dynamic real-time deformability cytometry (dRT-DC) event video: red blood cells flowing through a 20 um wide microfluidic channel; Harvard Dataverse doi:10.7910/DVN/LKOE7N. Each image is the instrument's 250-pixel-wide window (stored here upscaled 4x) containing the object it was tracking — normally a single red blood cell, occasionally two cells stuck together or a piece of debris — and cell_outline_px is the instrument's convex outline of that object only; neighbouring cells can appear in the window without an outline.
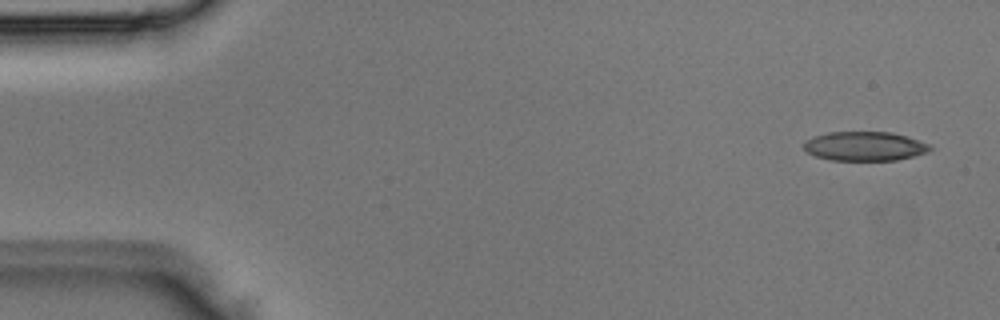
{"species": "Egyptian fruit bat (a non-hibernating species)", "species_latin": "Rousettus aegyptiacus", "temperature_condition": "room temperature", "stored_images_in_passage": 4, "camera_frame_rate_fps": 3000, "um_per_image_px": 0.085, "animal": {"sex": "male"}, "frame": {"image": 1, "passage_image": 1, "time_ms": 0.0, "image_size_px": [1000, 320], "cell_outline_px": [[932, 148], [928, 152], [896, 160], [828, 160], [816, 156], [808, 152], [804, 148], [804, 144], [812, 136], [828, 132], [892, 132], [928, 144]], "centroid_in_image_um": [73.47, 12.43], "position_along_channel_um": 11.5, "area_um2": 21.21}}
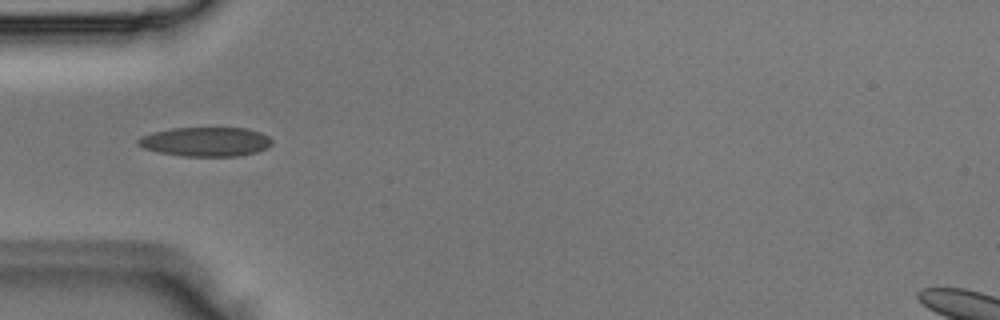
{"frame": {"image": 2, "passage_image": 4, "time_ms": 1.0, "image_size_px": [1000, 320], "cell_outline_px": [[272, 144], [268, 148], [256, 152], [236, 156], [184, 156], [160, 152], [144, 148], [136, 144], [136, 140], [140, 136], [152, 132], [172, 128], [248, 128], [260, 132], [268, 136], [272, 140]], "centroid_in_image_um": [17.48, 12.04], "position_along_channel_um": 67.5, "area_um2": 22.89}}